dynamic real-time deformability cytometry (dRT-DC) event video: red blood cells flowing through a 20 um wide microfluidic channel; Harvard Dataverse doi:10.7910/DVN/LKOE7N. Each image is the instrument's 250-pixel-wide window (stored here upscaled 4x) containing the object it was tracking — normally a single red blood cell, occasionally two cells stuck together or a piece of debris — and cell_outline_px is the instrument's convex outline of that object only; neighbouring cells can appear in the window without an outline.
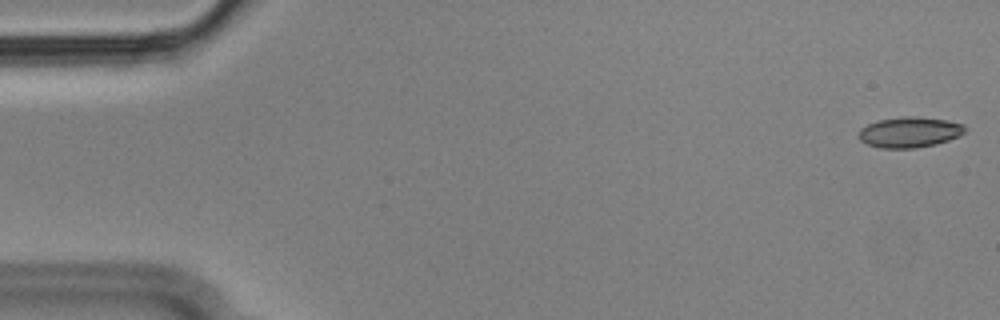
{"species": "Egyptian fruit bat (a non-hibernating species)", "species_latin": "Rousettus aegyptiacus", "temperature_condition": "cold", "stored_images_in_passage": 55, "segment_of_instrument_passage": [1, 2], "camera_frame_rate_fps": 3000, "um_per_image_px": 0.085, "animal": {"sex": "male"}, "frame": {"image": 1, "passage_image": 1, "time_ms": 0.0, "image_size_px": [1000, 320], "cell_outline_px": [[968, 128], [960, 136], [936, 144], [916, 148], [880, 148], [868, 144], [860, 140], [856, 136], [860, 128], [868, 124], [880, 120], [904, 116], [920, 116], [948, 120], [964, 124]], "centroid_in_image_um": [77.33, 11.23], "position_along_channel_um": 7.7, "area_um2": 19.19}}
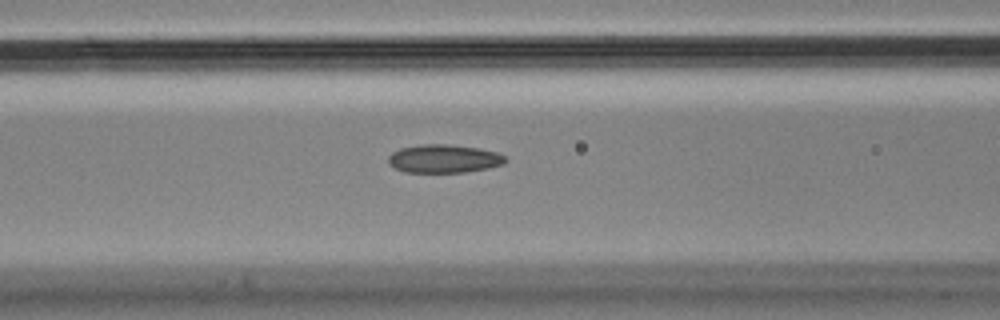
{"frame": {"image": 2, "passage_image": 22, "time_ms": 7.0, "image_size_px": [1000, 320], "cell_outline_px": [[508, 160], [504, 164], [488, 168], [464, 172], [404, 172], [388, 164], [388, 156], [392, 152], [400, 148], [420, 144], [448, 144], [480, 148], [496, 152], [504, 156]], "centroid_in_image_um": [37.72, 13.48], "position_along_channel_um": 128.9, "area_um2": 19.42}}
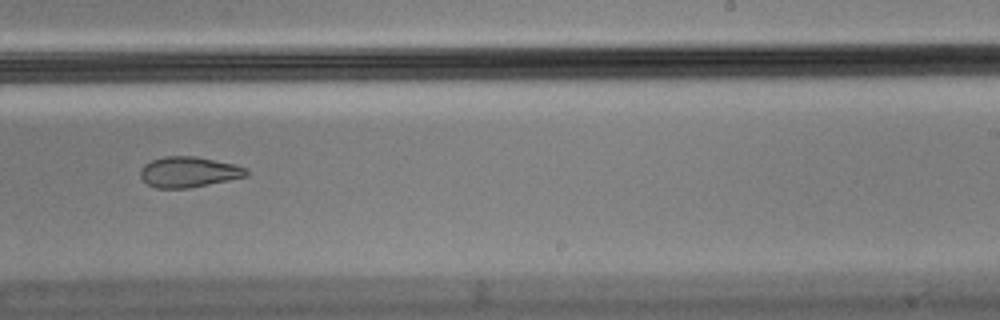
{"frame": {"image": 3, "passage_image": 34, "time_ms": 11.0, "image_size_px": [1000, 320], "cell_outline_px": [[248, 176], [188, 188], [156, 188], [148, 184], [140, 176], [140, 168], [144, 164], [152, 160], [164, 156], [196, 156], [236, 164], [248, 168]], "centroid_in_image_um": [16.05, 14.61], "position_along_channel_um": 272.9, "area_um2": 18.96}}